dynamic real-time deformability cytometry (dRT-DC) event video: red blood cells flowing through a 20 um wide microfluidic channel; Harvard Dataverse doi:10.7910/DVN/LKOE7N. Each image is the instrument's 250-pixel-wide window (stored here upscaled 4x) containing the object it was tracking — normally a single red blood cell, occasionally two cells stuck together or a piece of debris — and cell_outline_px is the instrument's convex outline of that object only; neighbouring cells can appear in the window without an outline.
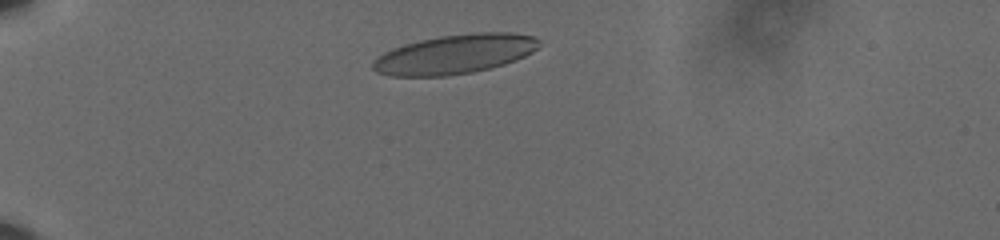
{"species": "human", "species_latin": "Homo sapiens", "temperature_condition": "cold", "stored_images_in_passage": 39, "camera_frame_rate_fps": 3000, "um_per_image_px": 0.085, "donor": {"sex": "male"}, "frame": {"image": 1, "passage_image": 4, "time_ms": 1.0, "image_size_px": [1000, 240], "cell_outline_px": [[540, 44], [532, 52], [516, 60], [504, 64], [472, 72], [444, 76], [388, 76], [376, 72], [372, 68], [372, 64], [384, 52], [392, 48], [404, 44], [420, 40], [440, 36], [476, 32], [512, 32], [536, 36], [540, 40]], "centroid_in_image_um": [38.68, 4.6], "position_along_channel_um": 46.3, "area_um2": 38.09}}
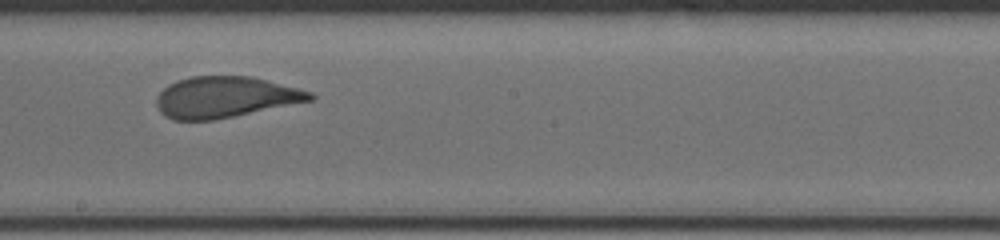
{"frame": {"image": 2, "passage_image": 23, "time_ms": 7.333, "image_size_px": [1000, 240], "cell_outline_px": [[316, 96], [312, 100], [212, 120], [172, 120], [164, 116], [160, 112], [156, 104], [156, 96], [168, 84], [176, 80], [192, 76], [252, 76], [312, 92]], "centroid_in_image_um": [19.09, 8.25], "position_along_channel_um": 229.1, "area_um2": 36.59}}
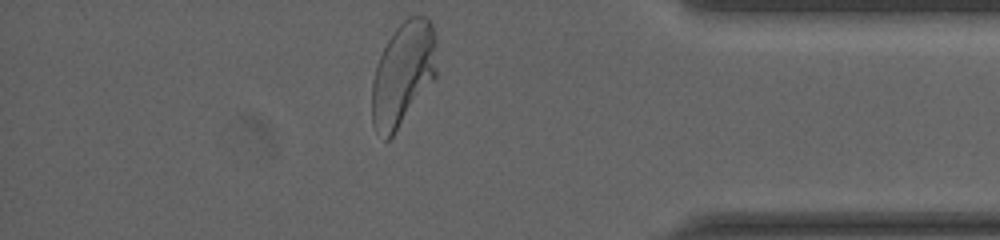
{"frame": {"image": 3, "passage_image": 39, "time_ms": 12.667, "image_size_px": [1000, 240], "cell_outline_px": [[436, 76], [392, 136], [388, 140], [384, 140], [372, 124], [372, 80], [376, 64], [388, 40], [396, 28], [408, 16], [424, 16], [432, 24], [436, 40]], "centroid_in_image_um": [34.25, 6.26], "position_along_channel_um": 401.0, "area_um2": 38.78}, "authors_computed_cell_mechanics": {"area_um2": 37.5122, "velocity_mm_per_s": 3.6005, "shape_relaxation_time_tau1_ms": 5.8962, "shape_relaxation_time_tau2_ms": null, "deformation_change_tau1": 0.1828, "deformation_change_tau2": null}}